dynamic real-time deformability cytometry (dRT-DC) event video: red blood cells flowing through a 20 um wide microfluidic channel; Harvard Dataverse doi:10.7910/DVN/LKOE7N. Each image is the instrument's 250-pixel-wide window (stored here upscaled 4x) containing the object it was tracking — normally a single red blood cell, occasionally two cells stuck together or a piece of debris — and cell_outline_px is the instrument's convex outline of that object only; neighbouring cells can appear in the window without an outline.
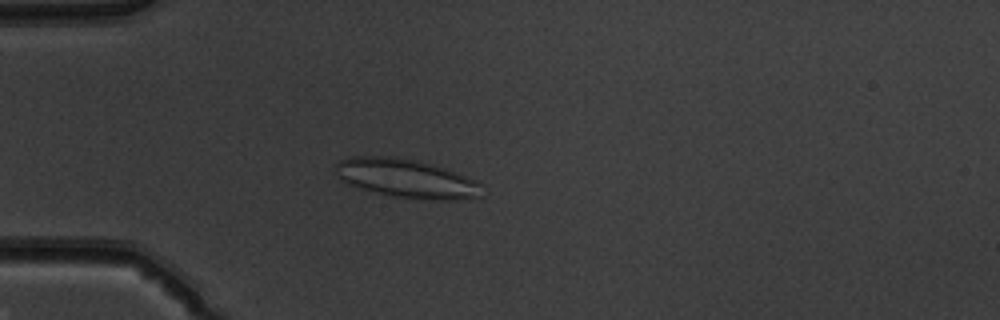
{"species": "common noctule bat (a hibernating species)", "species_latin": "Nyctalus noctula", "temperature_condition": "warm", "stored_images_in_passage": 38, "camera_frame_rate_fps": 3000, "um_per_image_px": 0.085, "animal": {"sex": "male", "body_mass_g": 19.5, "forearm_length_mm": 54.6}, "frame": {"image": 1, "passage_image": 2, "time_ms": 0.333, "image_size_px": [1000, 320], "cell_outline_px": [[484, 196], [472, 200], [428, 200], [396, 196], [360, 188], [348, 184], [336, 172], [336, 164], [340, 160], [352, 156], [392, 156], [416, 160], [444, 168], [456, 172], [476, 180], [484, 184]], "centroid_in_image_um": [34.68, 15.18], "position_along_channel_um": 50.3, "area_um2": 33.29}}
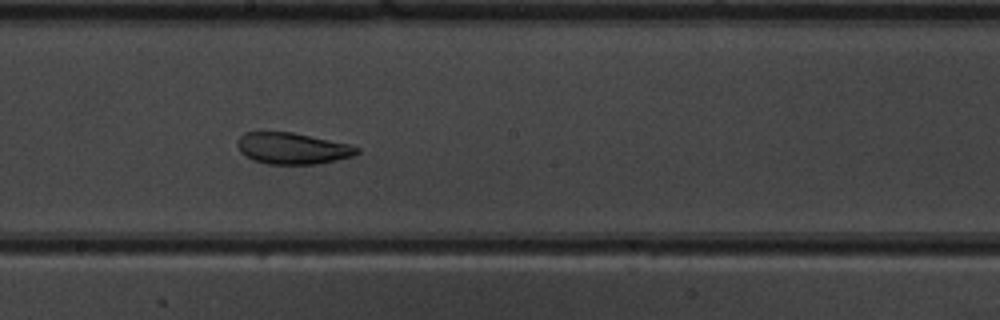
{"frame": {"image": 2, "passage_image": 16, "time_ms": 5.0, "image_size_px": [1000, 320], "cell_outline_px": [[360, 152], [352, 156], [336, 160], [316, 164], [268, 164], [252, 160], [240, 152], [236, 144], [236, 140], [244, 132], [292, 132], [348, 144], [360, 148]], "centroid_in_image_um": [24.82, 12.61], "position_along_channel_um": 223.4, "area_um2": 21.85}}
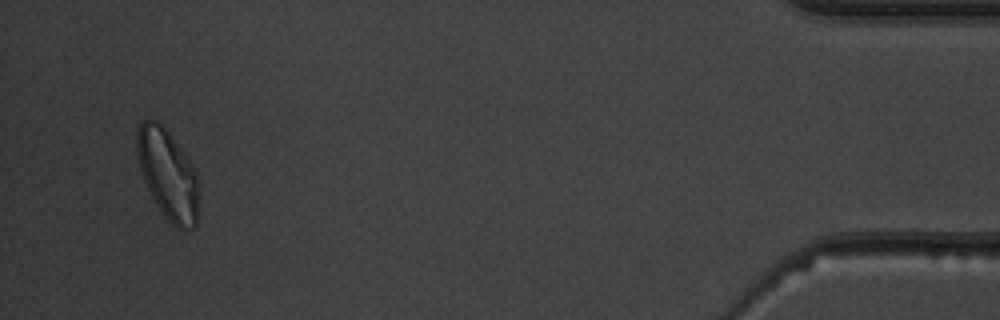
{"frame": {"image": 3, "passage_image": 36, "time_ms": 11.667, "image_size_px": [1000, 320], "cell_outline_px": [[200, 180], [196, 224], [192, 228], [176, 228], [172, 224], [160, 208], [152, 196], [144, 180], [140, 168], [136, 152], [136, 132], [140, 124], [144, 120], [156, 120], [168, 132], [188, 160], [196, 172]], "centroid_in_image_um": [14.27, 14.82], "position_along_channel_um": 420.9, "area_um2": 31.85}, "authors_computed_cell_mechanics": {"area_um2": 23.5246, "velocity_mm_per_s": 4.0372, "shape_relaxation_time_tau1_ms": 10.0237, "shape_relaxation_time_tau2_ms": 2.3123, "deformation_change_tau1": 0.2008, "deformation_change_tau2": 0.0918}}